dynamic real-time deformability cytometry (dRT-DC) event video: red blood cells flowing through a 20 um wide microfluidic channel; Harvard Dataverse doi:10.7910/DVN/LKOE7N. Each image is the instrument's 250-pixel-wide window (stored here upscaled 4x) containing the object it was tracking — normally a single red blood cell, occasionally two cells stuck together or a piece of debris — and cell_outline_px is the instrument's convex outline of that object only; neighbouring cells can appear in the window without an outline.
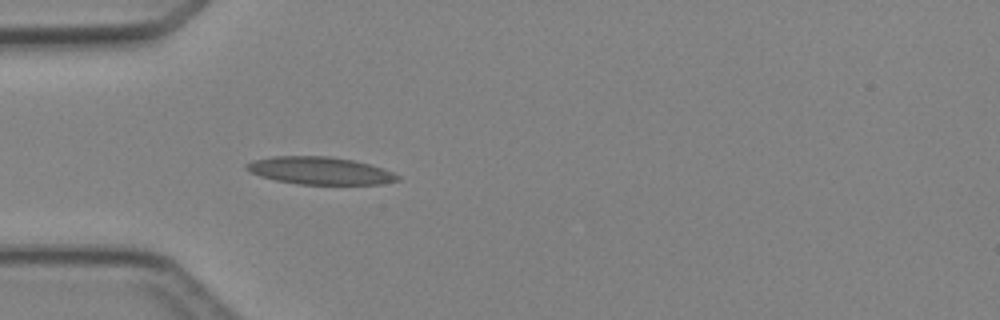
{"species": "Egyptian fruit bat (a non-hibernating species)", "species_latin": "Rousettus aegyptiacus", "temperature_condition": "cold", "stored_images_in_passage": 4, "camera_frame_rate_fps": 3000, "um_per_image_px": 0.085, "animal": {"sex": "female"}, "frame": {"image": 1, "passage_image": 4, "time_ms": 3.667, "image_size_px": [1000, 320], "cell_outline_px": [[400, 180], [380, 184], [300, 184], [276, 180], [260, 176], [244, 168], [244, 164], [252, 160], [272, 156], [328, 156], [352, 160], [384, 168], [400, 176]], "centroid_in_image_um": [27.18, 14.5], "position_along_channel_um": 57.8, "area_um2": 24.16}}